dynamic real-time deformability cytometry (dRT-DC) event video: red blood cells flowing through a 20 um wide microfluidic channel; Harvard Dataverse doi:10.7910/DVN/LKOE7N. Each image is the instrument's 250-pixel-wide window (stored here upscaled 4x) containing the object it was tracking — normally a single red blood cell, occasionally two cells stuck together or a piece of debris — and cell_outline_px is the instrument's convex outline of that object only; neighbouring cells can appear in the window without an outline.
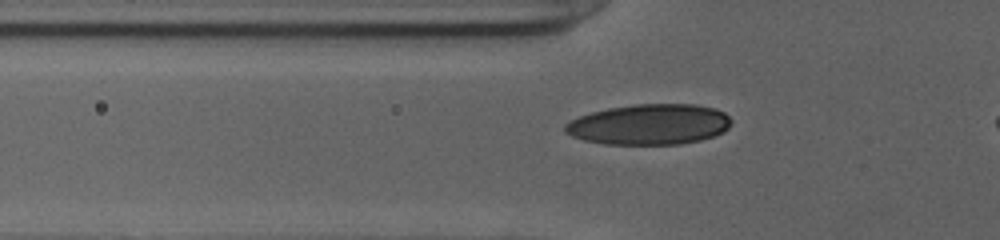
{"species": "human", "species_latin": "Homo sapiens", "temperature_condition": "cold", "stored_images_in_passage": 40, "camera_frame_rate_fps": 3000, "um_per_image_px": 0.085, "donor": {"sex": "female"}, "frame": {"image": 1, "passage_image": 10, "time_ms": 3.0, "image_size_px": [1000, 240], "cell_outline_px": [[732, 124], [724, 132], [700, 140], [680, 144], [604, 144], [584, 140], [572, 136], [564, 132], [564, 124], [580, 116], [592, 112], [608, 108], [636, 104], [696, 104], [716, 108], [724, 112], [732, 120]], "centroid_in_image_um": [55.22, 10.57], "position_along_channel_um": 70.6, "area_um2": 39.42}}
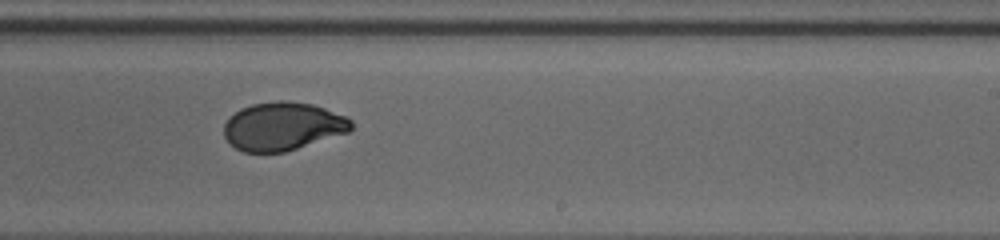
{"frame": {"image": 2, "passage_image": 25, "time_ms": 8.0, "image_size_px": [1000, 240], "cell_outline_px": [[352, 128], [348, 132], [284, 152], [244, 152], [236, 148], [224, 136], [224, 124], [228, 116], [240, 108], [252, 104], [276, 100], [280, 100], [312, 104], [324, 108], [344, 116], [352, 120]], "centroid_in_image_um": [24.0, 10.72], "position_along_channel_um": 265.0, "area_um2": 35.6}}
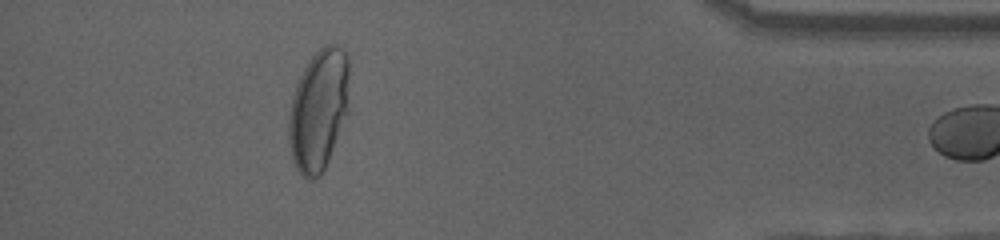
{"frame": {"image": 3, "passage_image": 39, "time_ms": 12.667, "image_size_px": [1000, 240], "cell_outline_px": [[348, 112], [328, 160], [320, 176], [312, 180], [304, 176], [296, 168], [292, 160], [288, 140], [288, 116], [292, 96], [296, 84], [308, 60], [324, 44], [336, 44], [348, 56]], "centroid_in_image_um": [27.06, 9.34], "position_along_channel_um": 408.1, "area_um2": 42.89}}